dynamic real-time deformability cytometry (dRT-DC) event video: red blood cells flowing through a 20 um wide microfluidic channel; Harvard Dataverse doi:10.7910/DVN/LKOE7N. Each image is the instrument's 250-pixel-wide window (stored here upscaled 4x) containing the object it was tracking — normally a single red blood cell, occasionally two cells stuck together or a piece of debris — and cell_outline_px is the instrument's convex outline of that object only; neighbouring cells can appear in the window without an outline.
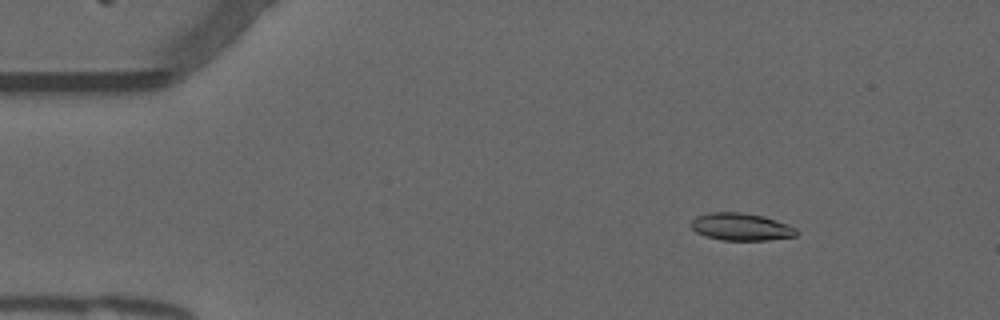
{"species": "common noctule bat (a hibernating species)", "species_latin": "Nyctalus noctula", "temperature_condition": "warm", "stored_images_in_passage": 54, "camera_frame_rate_fps": 3000, "um_per_image_px": 0.085, "animal": {"sex": "male", "forearm_length_mm": 52.5}, "frame": {"image": 1, "passage_image": 8, "time_ms": 2.333, "image_size_px": [1000, 320], "cell_outline_px": [[796, 236], [768, 240], [720, 240], [704, 236], [696, 232], [688, 224], [696, 216], [708, 212], [744, 212], [764, 216], [788, 224], [796, 228]], "centroid_in_image_um": [62.94, 19.27], "position_along_channel_um": 22.1, "area_um2": 17.05}}
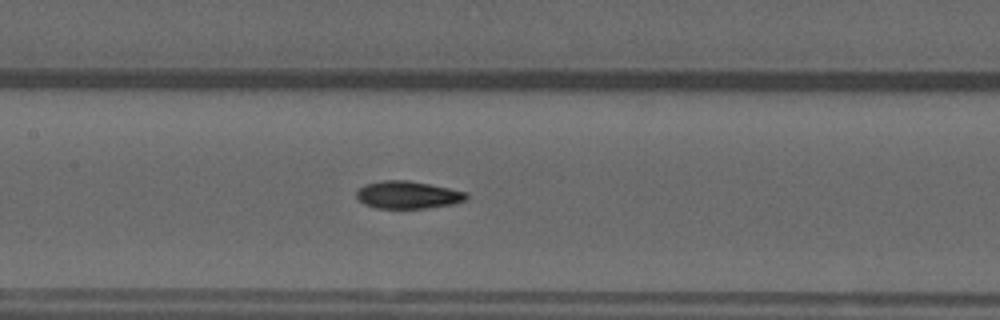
{"frame": {"image": 2, "passage_image": 26, "time_ms": 8.333, "image_size_px": [1000, 320], "cell_outline_px": [[468, 200], [452, 204], [428, 208], [376, 208], [364, 204], [356, 196], [356, 192], [364, 184], [380, 180], [408, 180], [468, 192]], "centroid_in_image_um": [34.67, 16.56], "position_along_channel_um": 172.7, "area_um2": 17.69}}
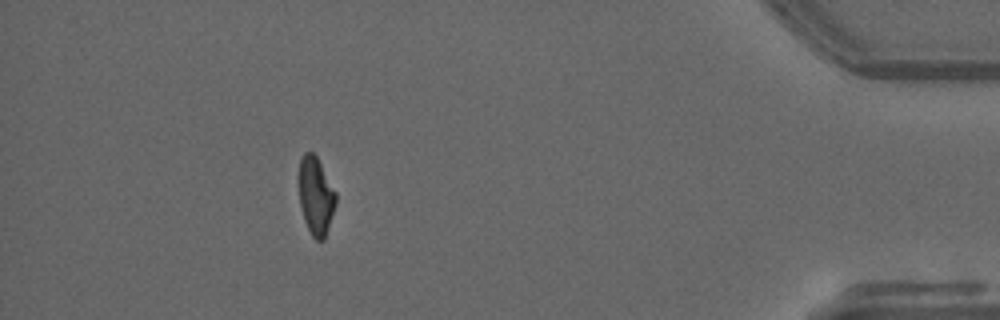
{"frame": {"image": 3, "passage_image": 49, "time_ms": 16.0, "image_size_px": [1000, 320], "cell_outline_px": [[336, 204], [324, 240], [316, 240], [312, 236], [304, 220], [300, 204], [296, 180], [296, 176], [300, 156], [304, 152], [312, 152], [316, 156], [336, 192]], "centroid_in_image_um": [26.79, 16.6], "position_along_channel_um": 408.4, "area_um2": 17.22}, "authors_computed_cell_mechanics": {"area_um2": 17.4267, "velocity_mm_per_s": 3.8255, "shape_relaxation_time_tau1_ms": 6.5057, "shape_relaxation_time_tau2_ms": 2.1479, "deformation_change_tau1": 0.1937, "deformation_change_tau2": 0.0751}}